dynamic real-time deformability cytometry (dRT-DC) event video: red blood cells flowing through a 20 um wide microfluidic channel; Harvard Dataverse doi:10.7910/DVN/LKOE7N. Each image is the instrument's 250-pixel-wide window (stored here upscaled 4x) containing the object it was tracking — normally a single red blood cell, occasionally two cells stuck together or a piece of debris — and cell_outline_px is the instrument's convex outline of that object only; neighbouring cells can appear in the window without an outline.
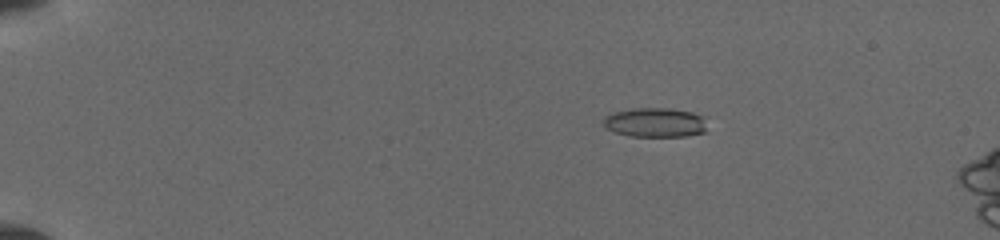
{"species": "common noctule bat (a hibernating species)", "species_latin": "Nyctalus noctula", "temperature_condition": "cold", "stored_images_in_passage": 38, "camera_frame_rate_fps": 3000, "um_per_image_px": 0.085, "animal": {"sex": "female", "body_mass_g": 19.5, "forearm_length_mm": 54.1}, "frame": {"image": 1, "passage_image": 5, "time_ms": 2.667, "image_size_px": [1000, 240], "cell_outline_px": [[704, 132], [688, 136], [628, 136], [604, 128], [604, 120], [612, 112], [632, 108], [672, 108], [692, 112], [704, 116]], "centroid_in_image_um": [55.68, 10.4], "position_along_channel_um": 29.3, "area_um2": 17.74}}
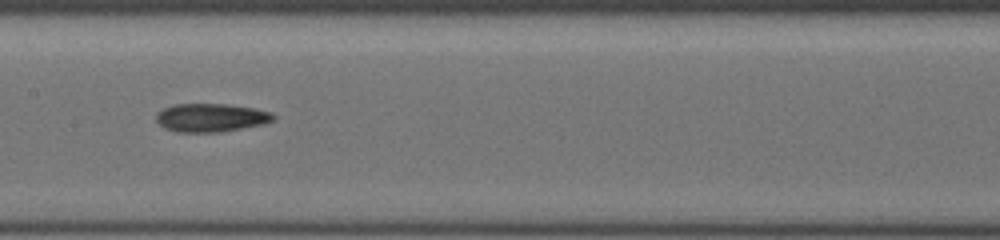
{"frame": {"image": 2, "passage_image": 20, "time_ms": 9.0, "image_size_px": [1000, 240], "cell_outline_px": [[276, 116], [272, 120], [264, 124], [220, 132], [176, 132], [164, 128], [156, 120], [156, 112], [172, 104], [228, 104], [256, 108], [272, 112]], "centroid_in_image_um": [17.93, 9.99], "position_along_channel_um": 189.5, "area_um2": 19.54}}
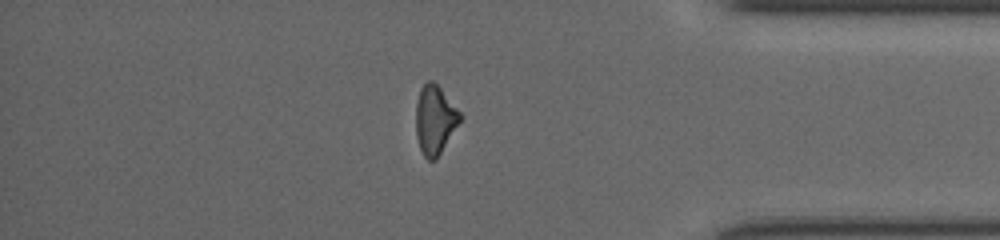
{"frame": {"image": 3, "passage_image": 33, "time_ms": 14.667, "image_size_px": [1000, 240], "cell_outline_px": [[464, 116], [436, 160], [428, 160], [424, 156], [420, 148], [416, 136], [416, 104], [420, 88], [428, 80], [432, 80], [440, 88]], "centroid_in_image_um": [36.97, 10.19], "position_along_channel_um": 398.2, "area_um2": 17.74}}